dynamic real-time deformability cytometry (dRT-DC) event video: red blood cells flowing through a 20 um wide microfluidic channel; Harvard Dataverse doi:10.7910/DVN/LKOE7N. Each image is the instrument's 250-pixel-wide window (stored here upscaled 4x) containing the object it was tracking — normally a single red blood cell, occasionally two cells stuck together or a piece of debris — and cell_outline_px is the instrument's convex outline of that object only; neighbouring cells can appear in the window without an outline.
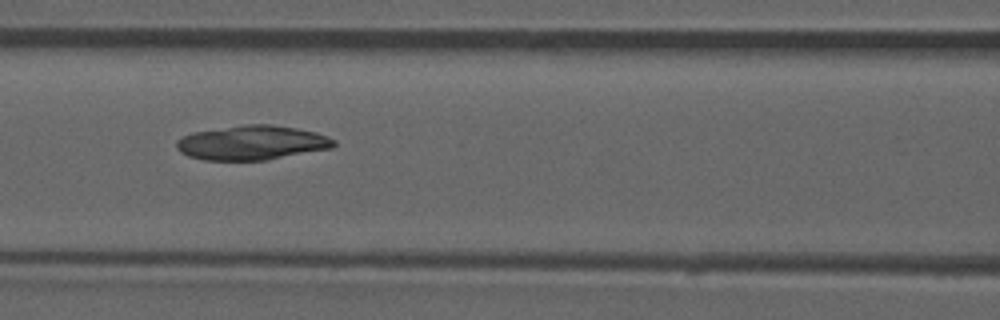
{"species": "common noctule bat (a hibernating species)", "species_latin": "Nyctalus noctula", "temperature_condition": "room temperature", "stored_images_in_passage": 31, "camera_frame_rate_fps": 3000, "um_per_image_px": 0.085, "animal": {"sex": "male", "forearm_length_mm": 52.5}, "frame": {"image": 1, "passage_image": 22, "time_ms": 7.0, "image_size_px": [1000, 320], "cell_outline_px": [[336, 144], [332, 148], [268, 160], [204, 160], [188, 156], [180, 152], [176, 148], [176, 140], [192, 132], [244, 124], [268, 124], [296, 128], [316, 132], [328, 136], [336, 140]], "centroid_in_image_um": [21.42, 12.13], "position_along_channel_um": 145.2, "area_um2": 31.73}}